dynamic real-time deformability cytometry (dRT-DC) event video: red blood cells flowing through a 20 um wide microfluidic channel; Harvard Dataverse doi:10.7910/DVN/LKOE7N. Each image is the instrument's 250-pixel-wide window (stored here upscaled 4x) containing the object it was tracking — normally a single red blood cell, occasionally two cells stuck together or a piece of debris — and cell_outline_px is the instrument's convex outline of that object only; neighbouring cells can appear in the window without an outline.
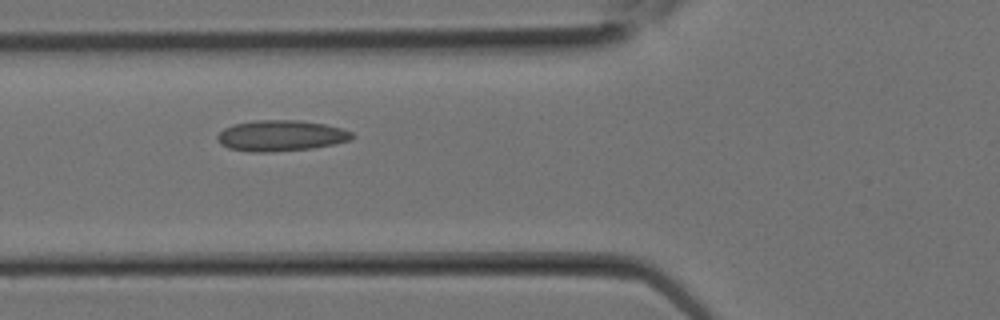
{"species": "Egyptian fruit bat (a non-hibernating species)", "species_latin": "Rousettus aegyptiacus", "temperature_condition": "room temperature", "stored_images_in_passage": 13, "camera_frame_rate_fps": 3000, "um_per_image_px": 0.085, "animal": {"sex": "female"}, "frame": {"image": 1, "passage_image": 10, "time_ms": 3.0, "image_size_px": [1000, 320], "cell_outline_px": [[356, 136], [348, 140], [332, 144], [312, 148], [272, 152], [252, 152], [228, 148], [220, 144], [216, 136], [224, 128], [232, 124], [256, 120], [296, 120], [324, 124], [340, 128], [352, 132]], "centroid_in_image_um": [23.83, 11.53], "position_along_channel_um": 102.0, "area_um2": 24.16}}
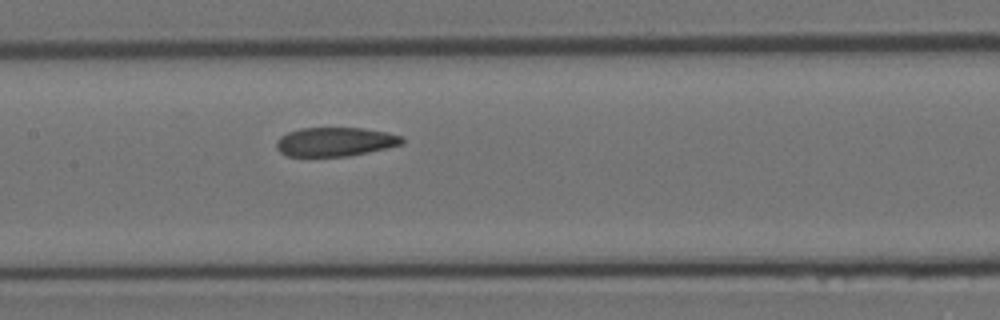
{"frame": {"image": 2, "passage_image": 13, "time_ms": 4.0, "image_size_px": [1000, 320], "cell_outline_px": [[404, 144], [388, 148], [348, 156], [288, 156], [280, 152], [276, 148], [276, 140], [280, 136], [288, 132], [300, 128], [364, 128], [388, 132], [400, 136], [404, 140]], "centroid_in_image_um": [28.49, 12.05], "position_along_channel_um": 178.9, "area_um2": 21.33}}